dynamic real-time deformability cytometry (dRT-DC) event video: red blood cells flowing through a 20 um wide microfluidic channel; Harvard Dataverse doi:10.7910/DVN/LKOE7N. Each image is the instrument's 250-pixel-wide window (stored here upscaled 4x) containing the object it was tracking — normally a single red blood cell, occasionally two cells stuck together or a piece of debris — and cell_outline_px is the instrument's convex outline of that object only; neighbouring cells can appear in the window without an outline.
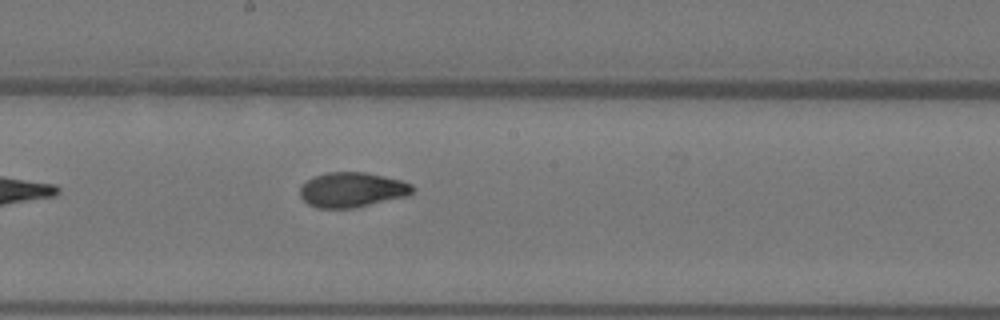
{"species": "Egyptian fruit bat (a non-hibernating species)", "species_latin": "Rousettus aegyptiacus", "temperature_condition": "warm", "stored_images_in_passage": 6, "camera_frame_rate_fps": 3000, "um_per_image_px": 0.085, "animal": {"sex": "female"}, "frame": {"image": 1, "passage_image": 6, "time_ms": 1.667, "image_size_px": [1000, 320], "cell_outline_px": [[416, 188], [408, 196], [356, 208], [316, 208], [308, 204], [300, 196], [300, 188], [308, 180], [316, 176], [328, 172], [364, 172], [400, 180], [412, 184]], "centroid_in_image_um": [29.95, 16.15], "position_along_channel_um": 218.2, "area_um2": 22.89}}